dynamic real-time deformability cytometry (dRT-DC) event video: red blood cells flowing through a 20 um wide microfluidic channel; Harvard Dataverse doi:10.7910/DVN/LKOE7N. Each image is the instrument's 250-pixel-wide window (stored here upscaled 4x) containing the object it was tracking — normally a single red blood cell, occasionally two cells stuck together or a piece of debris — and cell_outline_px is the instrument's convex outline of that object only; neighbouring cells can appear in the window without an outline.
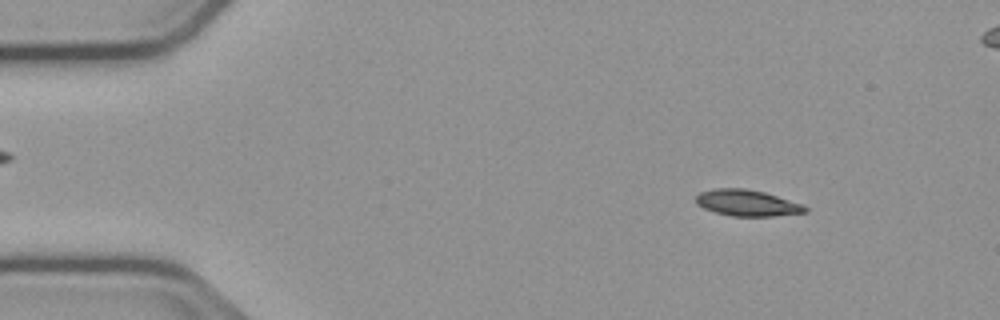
{"species": "common noctule bat (a hibernating species)", "species_latin": "Nyctalus noctula", "temperature_condition": "cold", "stored_images_in_passage": 19, "camera_frame_rate_fps": 3000, "um_per_image_px": 0.085, "animal": {"sex": "male", "body_mass_g": 23.1, "forearm_length_mm": 52.7}, "frame": {"image": 1, "passage_image": 6, "time_ms": 1.667, "image_size_px": [1000, 320], "cell_outline_px": [[808, 212], [772, 216], [732, 216], [716, 212], [704, 208], [696, 204], [696, 196], [700, 192], [716, 188], [744, 188], [764, 192], [800, 204], [808, 208]], "centroid_in_image_um": [63.47, 17.25], "position_along_channel_um": 21.5, "area_um2": 16.47}}
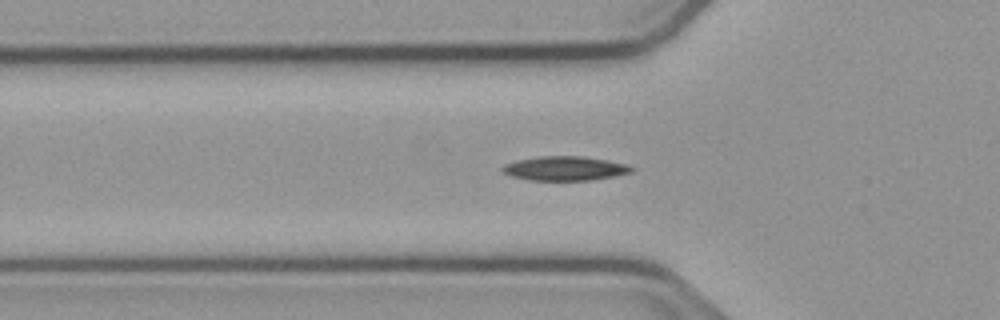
{"frame": {"image": 2, "passage_image": 17, "time_ms": 5.333, "image_size_px": [1000, 320], "cell_outline_px": [[636, 168], [632, 172], [616, 176], [592, 180], [528, 180], [512, 176], [504, 172], [500, 168], [504, 164], [516, 160], [536, 156], [584, 156], [608, 160], [628, 164]], "centroid_in_image_um": [48.05, 14.31], "position_along_channel_um": 77.8, "area_um2": 18.5}}